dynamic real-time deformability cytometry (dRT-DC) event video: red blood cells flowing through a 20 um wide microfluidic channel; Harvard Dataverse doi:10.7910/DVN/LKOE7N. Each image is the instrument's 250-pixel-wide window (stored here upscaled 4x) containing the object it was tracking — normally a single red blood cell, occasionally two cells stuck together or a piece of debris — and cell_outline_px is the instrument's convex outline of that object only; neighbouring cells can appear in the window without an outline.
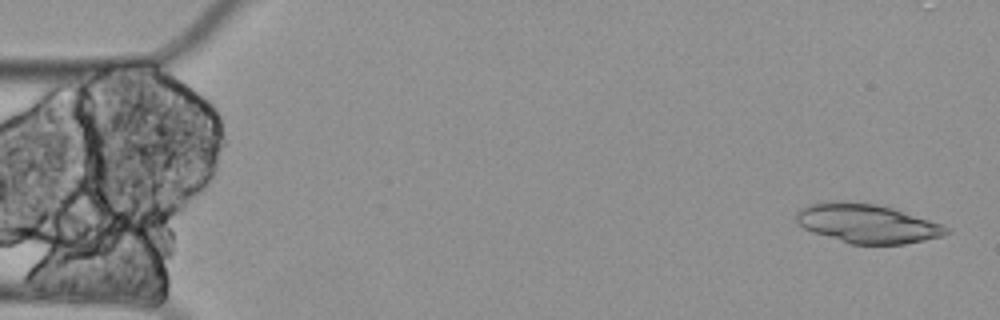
{"species": "Egyptian fruit bat (a non-hibernating species)", "species_latin": "Rousettus aegyptiacus", "temperature_condition": "cold", "stored_images_in_passage": 4, "camera_frame_rate_fps": 3000, "um_per_image_px": 0.085, "animal": {"sex": "female"}, "frame": {"image": 1, "passage_image": 1, "time_ms": 0.0, "image_size_px": [1000, 320], "cell_outline_px": [[952, 232], [944, 236], [904, 244], [852, 244], [812, 232], [804, 228], [796, 220], [796, 212], [800, 208], [808, 204], [836, 200], [876, 204], [892, 208], [944, 224]], "centroid_in_image_um": [73.73, 18.99], "position_along_channel_um": 11.3, "area_um2": 34.22}}